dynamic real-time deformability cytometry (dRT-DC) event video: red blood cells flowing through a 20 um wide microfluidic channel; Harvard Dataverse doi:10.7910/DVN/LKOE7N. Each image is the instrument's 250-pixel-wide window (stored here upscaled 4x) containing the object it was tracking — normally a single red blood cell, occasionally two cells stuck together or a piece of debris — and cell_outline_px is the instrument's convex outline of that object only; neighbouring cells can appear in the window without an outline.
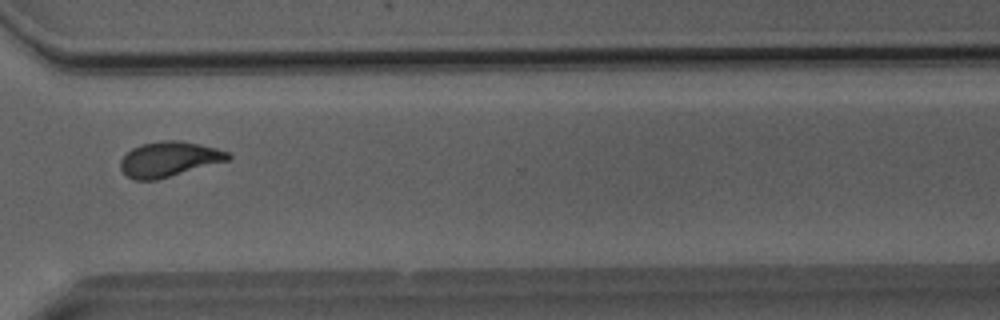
{"species": "Egyptian fruit bat (a non-hibernating species)", "species_latin": "Rousettus aegyptiacus", "temperature_condition": "room temperature", "stored_images_in_passage": 40, "camera_frame_rate_fps": 3000, "um_per_image_px": 0.085, "animal": {"sex": "male"}, "frame": {"image": 1, "passage_image": 34, "time_ms": 11.0, "image_size_px": [1000, 320], "cell_outline_px": [[232, 156], [228, 160], [156, 180], [136, 180], [128, 176], [120, 168], [120, 160], [132, 148], [140, 144], [164, 140], [180, 140], [200, 144], [216, 148], [228, 152]], "centroid_in_image_um": [14.36, 13.52], "position_along_channel_um": 356.2, "area_um2": 21.79}}
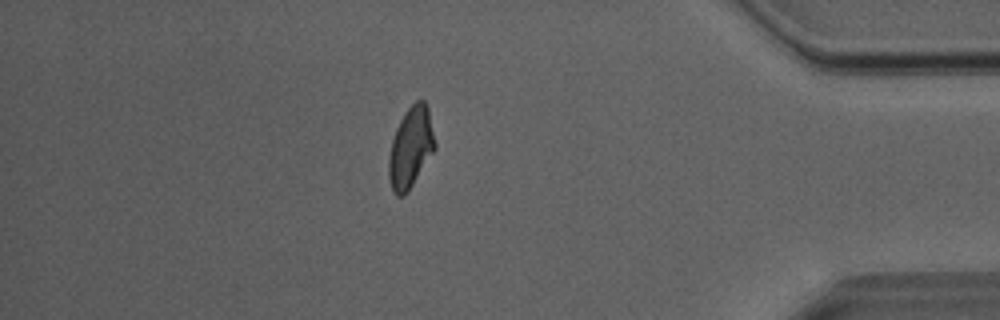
{"frame": {"image": 2, "passage_image": 40, "time_ms": 13.0, "image_size_px": [1000, 320], "cell_outline_px": [[436, 148], [408, 192], [404, 196], [396, 196], [392, 192], [388, 176], [388, 160], [392, 140], [396, 128], [404, 112], [416, 100], [424, 100], [428, 108], [436, 144]], "centroid_in_image_um": [34.9, 12.57], "position_along_channel_um": 400.3, "area_um2": 21.85}, "authors_computed_cell_mechanics": {"area_um2": 21.7906, "velocity_mm_per_s": 4.0584, "shape_relaxation_time_tau1_ms": 6.3519, "shape_relaxation_time_tau2_ms": 1.6454, "deformation_change_tau1": 0.175, "deformation_change_tau2": 0.0642}}